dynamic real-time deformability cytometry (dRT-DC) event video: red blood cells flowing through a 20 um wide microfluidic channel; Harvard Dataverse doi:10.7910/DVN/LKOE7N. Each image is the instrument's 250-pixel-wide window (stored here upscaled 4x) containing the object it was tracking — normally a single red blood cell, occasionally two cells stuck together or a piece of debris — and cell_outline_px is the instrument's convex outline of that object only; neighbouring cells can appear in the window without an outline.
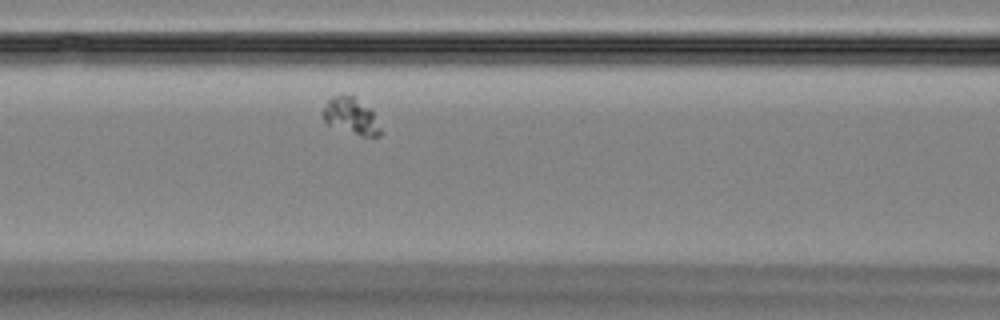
{"species": "Egyptian fruit bat (a non-hibernating species)", "species_latin": "Rousettus aegyptiacus", "temperature_condition": "room temperature", "stored_images_in_passage": 38, "camera_frame_rate_fps": 3000, "um_per_image_px": 0.085, "animal": {"sex": "female"}, "frame": {"image": 1, "passage_image": 13, "time_ms": 4.0, "image_size_px": [1000, 320], "cell_outline_px": [[384, 132], [380, 136], [360, 136], [324, 124], [320, 112], [328, 100], [332, 96], [340, 92], [352, 92], [372, 108]], "centroid_in_image_um": [29.84, 9.8], "position_along_channel_um": 136.8, "area_um2": 13.53}}
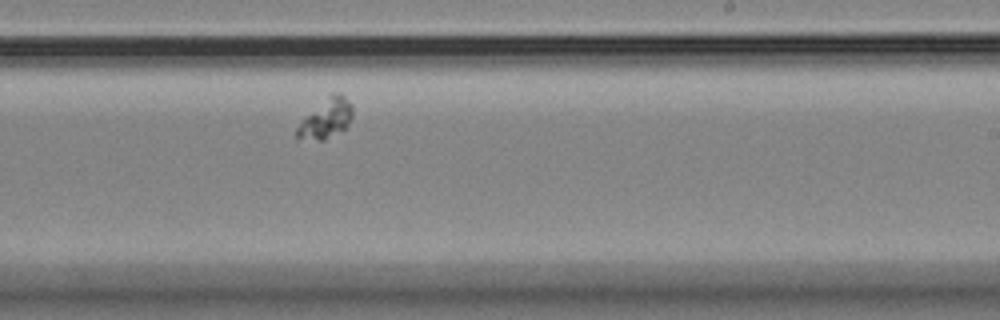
{"frame": {"image": 2, "passage_image": 23, "time_ms": 7.333, "image_size_px": [1000, 320], "cell_outline_px": [[352, 116], [348, 124], [344, 128], [324, 140], [296, 140], [296, 128], [304, 116], [332, 92], [340, 92], [352, 104]], "centroid_in_image_um": [27.67, 10.07], "position_along_channel_um": 261.3, "area_um2": 12.89}}
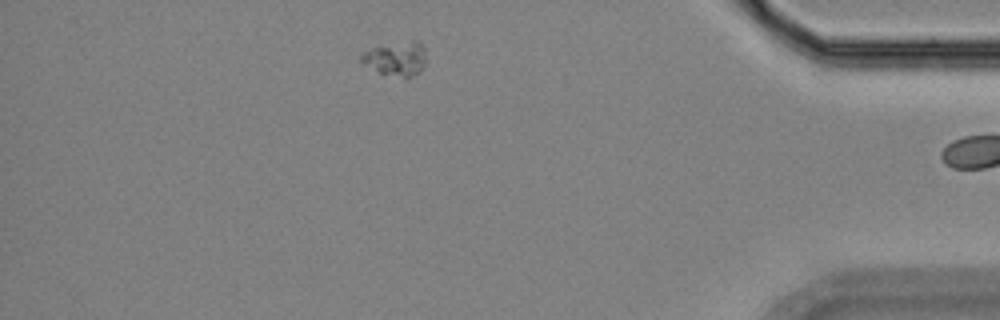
{"frame": {"image": 3, "passage_image": 37, "time_ms": 12.0, "image_size_px": [1000, 320], "cell_outline_px": [[424, 64], [420, 72], [404, 80], [384, 76], [360, 60], [360, 56], [364, 52], [372, 48], [412, 40], [416, 40], [424, 48]], "centroid_in_image_um": [33.67, 5.05], "position_along_channel_um": 401.5, "area_um2": 12.95}}